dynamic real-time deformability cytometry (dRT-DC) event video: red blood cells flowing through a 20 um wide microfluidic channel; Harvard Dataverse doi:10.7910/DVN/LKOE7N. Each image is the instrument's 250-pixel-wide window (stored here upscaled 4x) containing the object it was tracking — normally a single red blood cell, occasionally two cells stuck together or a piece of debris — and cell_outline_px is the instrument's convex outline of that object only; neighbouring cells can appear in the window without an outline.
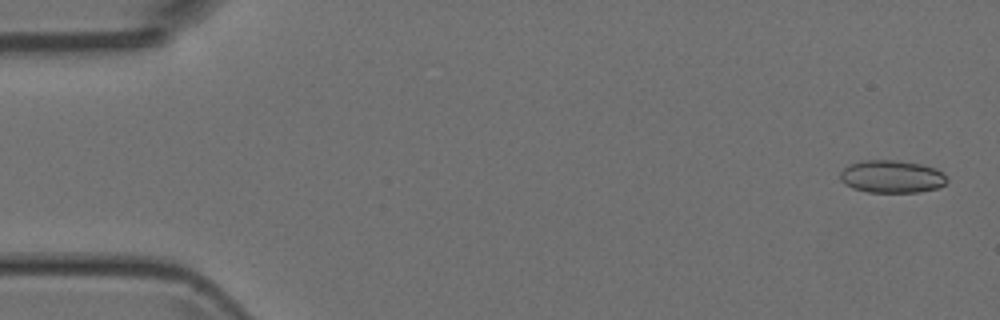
{"species": "Egyptian fruit bat (a non-hibernating species)", "species_latin": "Rousettus aegyptiacus", "temperature_condition": "room temperature", "stored_images_in_passage": 51, "camera_frame_rate_fps": 3000, "um_per_image_px": 0.085, "animal": {"sex": "female"}, "frame": {"image": 1, "passage_image": 2, "time_ms": 0.333, "image_size_px": [1000, 320], "cell_outline_px": [[948, 180], [944, 184], [936, 188], [920, 192], [868, 192], [852, 188], [844, 184], [840, 180], [840, 172], [848, 164], [860, 160], [896, 160], [920, 164], [936, 168], [944, 172]], "centroid_in_image_um": [75.78, 15.0], "position_along_channel_um": 9.2, "area_um2": 20.52}}
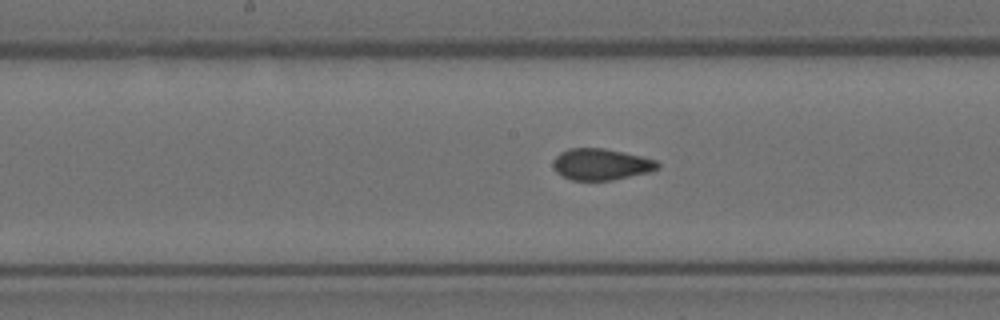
{"frame": {"image": 2, "passage_image": 26, "time_ms": 8.333, "image_size_px": [1000, 320], "cell_outline_px": [[660, 168], [648, 172], [612, 180], [572, 180], [556, 172], [552, 164], [556, 156], [560, 152], [568, 148], [604, 148], [624, 152], [656, 160], [660, 164]], "centroid_in_image_um": [51.09, 13.96], "position_along_channel_um": 197.1, "area_um2": 19.07}}
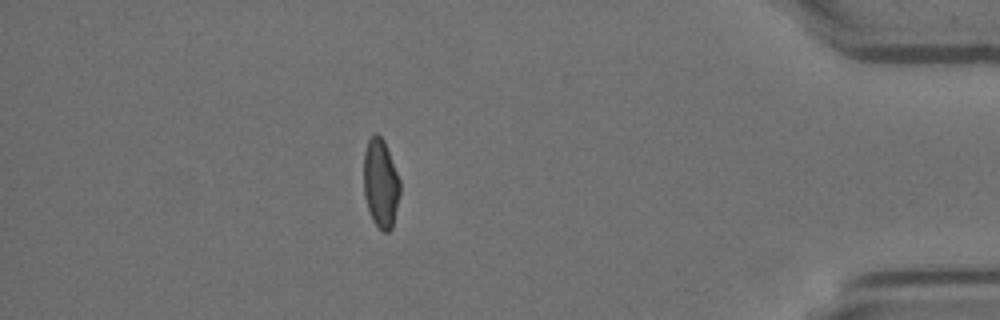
{"frame": {"image": 3, "passage_image": 45, "time_ms": 14.667, "image_size_px": [1000, 320], "cell_outline_px": [[400, 192], [392, 228], [388, 232], [384, 232], [372, 220], [364, 196], [364, 152], [368, 140], [376, 132], [384, 140], [400, 180]], "centroid_in_image_um": [32.35, 15.58], "position_along_channel_um": 402.8, "area_um2": 18.67}}